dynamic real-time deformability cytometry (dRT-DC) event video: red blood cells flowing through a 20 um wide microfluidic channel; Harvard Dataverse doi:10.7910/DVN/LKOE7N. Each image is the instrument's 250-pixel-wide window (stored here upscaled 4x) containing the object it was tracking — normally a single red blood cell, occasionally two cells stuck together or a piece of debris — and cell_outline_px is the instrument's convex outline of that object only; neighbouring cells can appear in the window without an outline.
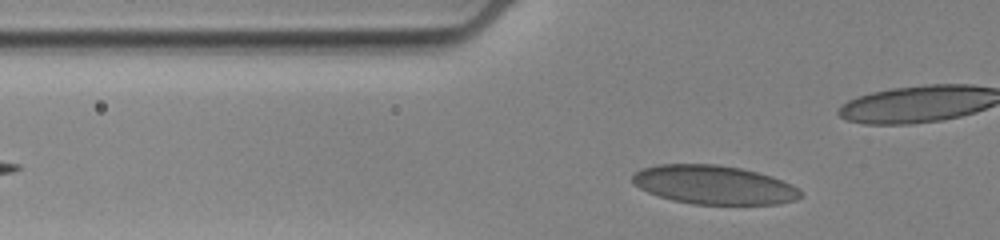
{"species": "human", "species_latin": "Homo sapiens", "temperature_condition": "cold", "stored_images_in_passage": 35, "camera_frame_rate_fps": 3000, "um_per_image_px": 0.085, "donor": {"sex": "female"}, "frame": {"image": 1, "passage_image": 3, "time_ms": 0.667, "image_size_px": [1000, 240], "cell_outline_px": [[804, 196], [796, 200], [780, 204], [692, 204], [672, 200], [648, 192], [632, 184], [632, 176], [640, 168], [656, 164], [716, 164], [740, 168], [772, 176], [792, 184]], "centroid_in_image_um": [60.67, 15.71], "position_along_channel_um": 65.1, "area_um2": 38.15}}
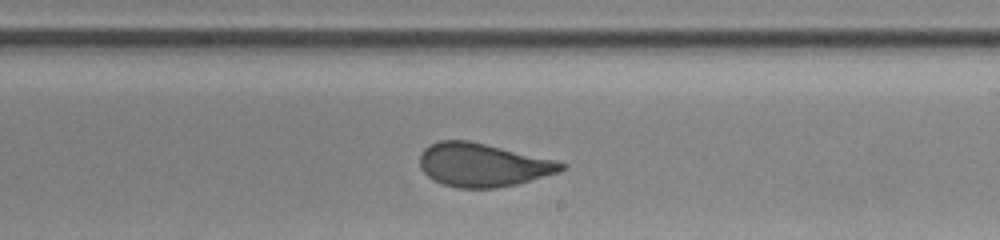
{"frame": {"image": 2, "passage_image": 20, "time_ms": 6.333, "image_size_px": [1000, 240], "cell_outline_px": [[568, 164], [560, 172], [520, 184], [496, 188], [456, 188], [440, 184], [432, 180], [420, 168], [420, 152], [428, 144], [440, 140], [468, 140], [556, 160]], "centroid_in_image_um": [41.03, 14.03], "position_along_channel_um": 248.0, "area_um2": 36.24}}
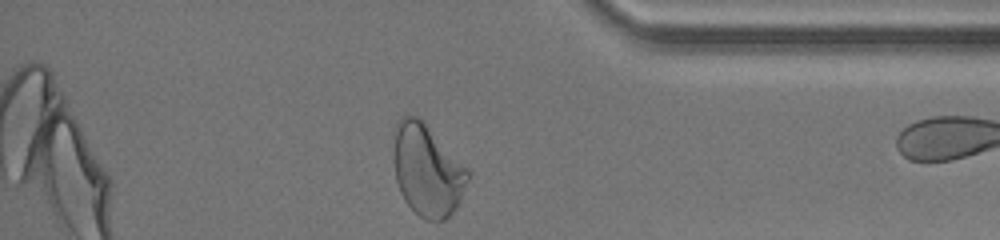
{"frame": {"image": 3, "passage_image": 34, "time_ms": 11.0, "image_size_px": [1000, 240], "cell_outline_px": [[472, 172], [460, 200], [456, 208], [444, 220], [424, 220], [404, 200], [400, 192], [396, 180], [392, 128], [396, 120], [400, 116], [416, 116], [424, 120]], "centroid_in_image_um": [36.31, 14.41], "position_along_channel_um": 398.9, "area_um2": 40.34}}